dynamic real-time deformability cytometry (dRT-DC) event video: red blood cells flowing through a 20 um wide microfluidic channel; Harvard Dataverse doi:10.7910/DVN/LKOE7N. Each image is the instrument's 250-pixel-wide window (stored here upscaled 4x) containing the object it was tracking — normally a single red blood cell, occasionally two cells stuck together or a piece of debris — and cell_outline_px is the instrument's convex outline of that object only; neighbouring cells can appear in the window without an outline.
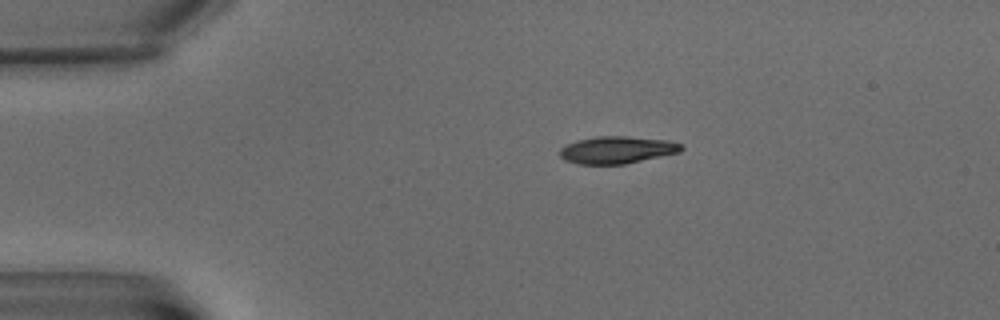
{"species": "common noctule bat (a hibernating species)", "species_latin": "Nyctalus noctula", "temperature_condition": "warm", "stored_images_in_passage": 3, "camera_frame_rate_fps": 3000, "um_per_image_px": 0.085, "animal": {"sex": "male", "body_mass_g": 15.6}, "frame": {"image": 1, "passage_image": 1, "time_ms": 0.0, "image_size_px": [1000, 320], "cell_outline_px": [[684, 148], [680, 152], [624, 164], [576, 164], [564, 160], [560, 156], [560, 148], [576, 140], [596, 136], [628, 136], [668, 140], [684, 144]], "centroid_in_image_um": [52.46, 12.73], "position_along_channel_um": 32.5, "area_um2": 19.42}}